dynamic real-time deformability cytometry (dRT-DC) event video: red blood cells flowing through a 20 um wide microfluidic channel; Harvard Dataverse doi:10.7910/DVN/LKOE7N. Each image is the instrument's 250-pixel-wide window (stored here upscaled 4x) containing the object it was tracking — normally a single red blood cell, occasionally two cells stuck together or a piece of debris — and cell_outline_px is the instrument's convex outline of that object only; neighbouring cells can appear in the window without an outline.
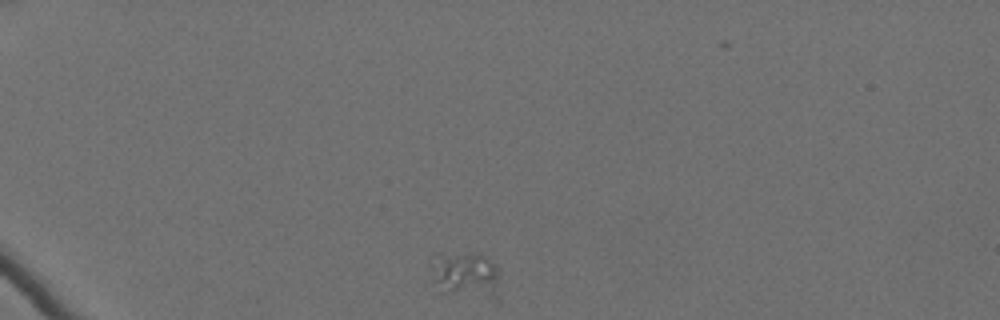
{"species": "Egyptian fruit bat (a non-hibernating species)", "species_latin": "Rousettus aegyptiacus", "temperature_condition": "cold", "stored_images_in_passage": 46, "camera_frame_rate_fps": 3000, "um_per_image_px": 0.085, "animal": {"sex": "female"}, "frame": {"image": 1, "passage_image": 1, "time_ms": 0.0, "image_size_px": [1000, 320], "cell_outline_px": [[500, 304], [496, 304], [440, 292], [432, 280], [432, 268], [440, 252], [476, 252], [484, 256], [496, 264], [500, 268]], "centroid_in_image_um": [39.74, 23.48], "position_along_channel_um": 45.3, "area_um2": 20.4}}
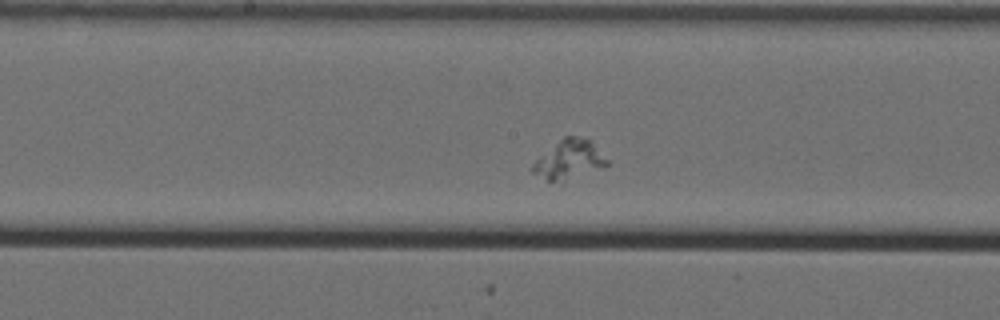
{"frame": {"image": 2, "passage_image": 20, "time_ms": 6.333, "image_size_px": [1000, 320], "cell_outline_px": [[608, 164], [552, 180], [548, 180], [532, 172], [532, 164], [540, 156], [564, 136], [576, 136], [592, 140], [608, 160]], "centroid_in_image_um": [48.35, 13.45], "position_along_channel_um": 199.8, "area_um2": 15.49}}
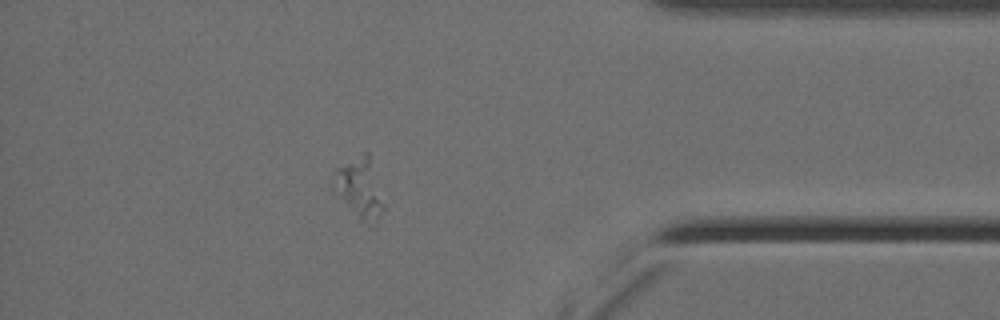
{"frame": {"image": 3, "passage_image": 40, "time_ms": 13.0, "image_size_px": [1000, 320], "cell_outline_px": [[384, 208], [376, 224], [364, 220], [332, 188], [336, 168], [364, 152], [368, 152], [384, 204]], "centroid_in_image_um": [30.59, 15.94], "position_along_channel_um": 404.6, "area_um2": 16.42}}